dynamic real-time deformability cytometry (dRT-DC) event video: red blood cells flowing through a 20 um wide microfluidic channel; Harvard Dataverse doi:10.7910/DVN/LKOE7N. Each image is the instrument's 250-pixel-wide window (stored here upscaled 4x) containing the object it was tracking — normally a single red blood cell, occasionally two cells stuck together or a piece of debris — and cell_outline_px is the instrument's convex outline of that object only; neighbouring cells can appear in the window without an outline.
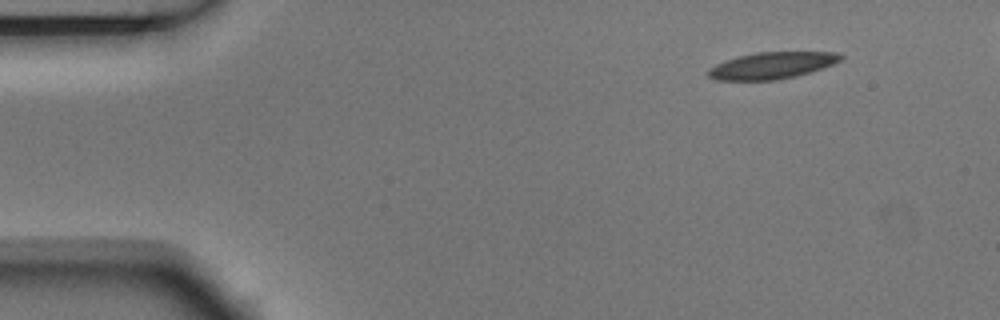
{"species": "Egyptian fruit bat (a non-hibernating species)", "species_latin": "Rousettus aegyptiacus", "temperature_condition": "room temperature", "stored_images_in_passage": 4, "camera_frame_rate_fps": 3000, "um_per_image_px": 0.085, "animal": {"sex": "male"}, "frame": {"image": 1, "passage_image": 1, "time_ms": 0.0, "image_size_px": [1000, 320], "cell_outline_px": [[844, 56], [840, 60], [832, 64], [796, 76], [776, 80], [716, 80], [708, 76], [708, 68], [716, 64], [740, 56], [756, 52], [836, 52]], "centroid_in_image_um": [65.59, 5.57], "position_along_channel_um": 19.4, "area_um2": 20.29}}